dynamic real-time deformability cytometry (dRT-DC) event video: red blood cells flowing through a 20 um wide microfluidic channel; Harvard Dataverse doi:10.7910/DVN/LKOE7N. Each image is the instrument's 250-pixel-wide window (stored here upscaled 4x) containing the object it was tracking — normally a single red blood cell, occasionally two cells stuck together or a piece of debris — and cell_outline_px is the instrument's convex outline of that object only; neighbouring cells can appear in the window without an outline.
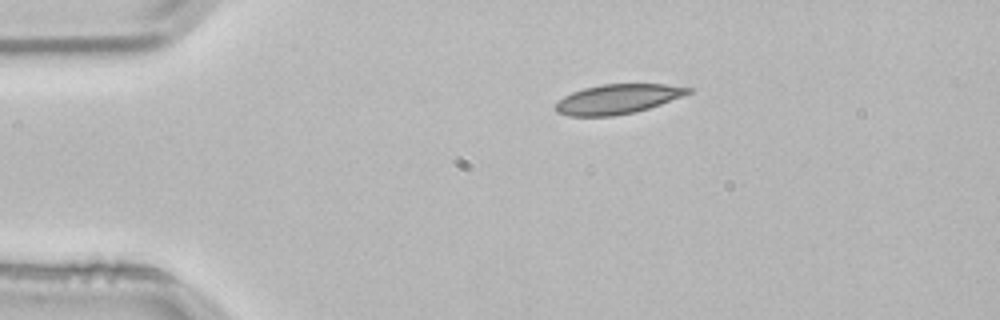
{"species": "common noctule bat (a hibernating species)", "species_latin": "Nyctalus noctula", "temperature_condition": "room temperature", "stored_images_in_passage": 2, "camera_frame_rate_fps": 3000, "um_per_image_px": 0.085, "animal": {"sex": "male", "body_mass_g": 21.5, "forearm_length_mm": 52.0}, "frame": {"image": 1, "passage_image": 1, "time_ms": 0.0, "image_size_px": [1000, 320], "cell_outline_px": [[692, 92], [660, 104], [636, 112], [612, 116], [568, 116], [556, 112], [552, 108], [564, 96], [572, 92], [584, 88], [600, 84], [664, 84], [692, 88]], "centroid_in_image_um": [52.45, 8.42], "position_along_channel_um": 32.5, "area_um2": 22.83}}